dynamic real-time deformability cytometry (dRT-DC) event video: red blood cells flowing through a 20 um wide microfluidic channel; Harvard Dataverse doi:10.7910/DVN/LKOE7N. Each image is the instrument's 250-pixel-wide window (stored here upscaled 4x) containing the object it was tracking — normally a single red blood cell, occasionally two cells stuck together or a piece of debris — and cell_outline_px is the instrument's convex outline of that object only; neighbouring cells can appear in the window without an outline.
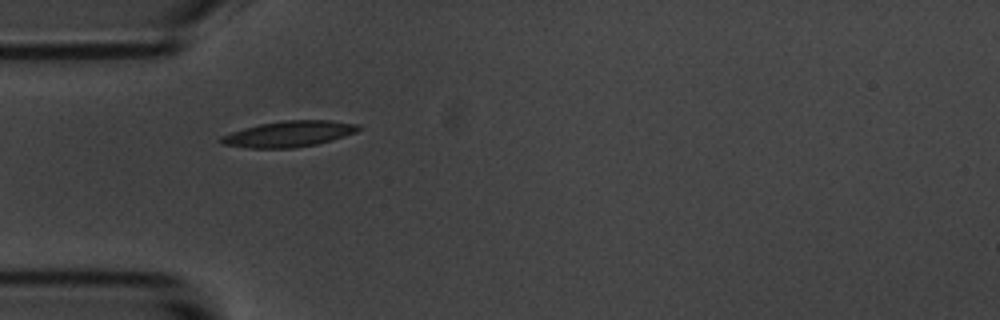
{"species": "common noctule bat (a hibernating species)", "species_latin": "Nyctalus noctula", "temperature_condition": "room temperature", "stored_images_in_passage": 37, "camera_frame_rate_fps": 3000, "um_per_image_px": 0.085, "animal": {"sex": "male", "body_mass_g": 20.1, "forearm_length_mm": 53.5}, "frame": {"image": 1, "passage_image": 1, "time_ms": 0.0, "image_size_px": [1000, 320], "cell_outline_px": [[364, 128], [356, 132], [344, 136], [316, 144], [292, 148], [248, 148], [224, 144], [220, 140], [220, 136], [244, 128], [260, 124], [284, 120], [332, 120], [360, 124]], "centroid_in_image_um": [24.61, 11.37], "position_along_channel_um": 60.4, "area_um2": 20.69}}
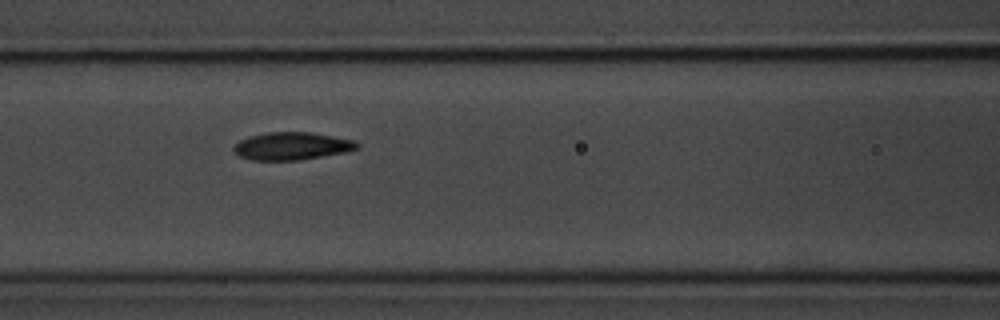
{"frame": {"image": 2, "passage_image": 8, "time_ms": 2.333, "image_size_px": [1000, 320], "cell_outline_px": [[360, 148], [348, 152], [300, 160], [252, 160], [240, 156], [232, 152], [232, 148], [240, 140], [248, 136], [268, 132], [312, 132], [352, 140], [360, 144]], "centroid_in_image_um": [24.81, 12.42], "position_along_channel_um": 141.8, "area_um2": 20.06}}
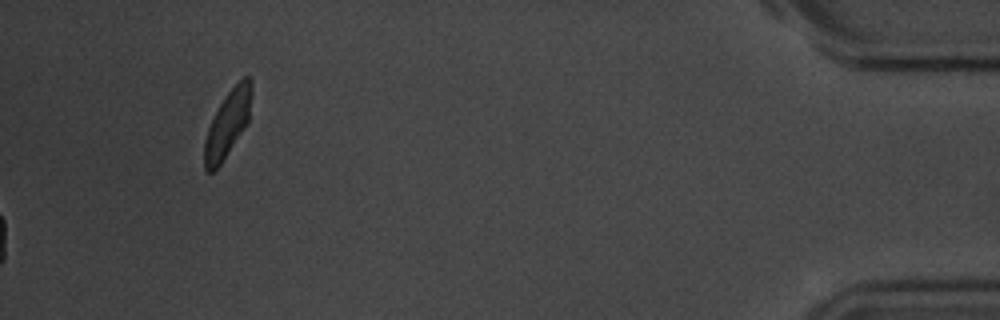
{"frame": {"image": 3, "passage_image": 37, "time_ms": 12.0, "image_size_px": [1000, 320], "cell_outline_px": [[252, 92], [248, 124], [220, 164], [212, 172], [208, 172], [204, 168], [204, 140], [208, 128], [220, 104], [228, 92], [244, 76], [248, 76], [252, 80]], "centroid_in_image_um": [19.37, 10.52], "position_along_channel_um": 415.8, "area_um2": 18.09}, "authors_computed_cell_mechanics": {"area_um2": 19.5942, "velocity_mm_per_s": 3.5498, "shape_relaxation_time_tau1_ms": 1.993, "shape_relaxation_time_tau2_ms": 1.5999, "deformation_change_tau1": 0.1113, "deformation_change_tau2": 0.0716}}